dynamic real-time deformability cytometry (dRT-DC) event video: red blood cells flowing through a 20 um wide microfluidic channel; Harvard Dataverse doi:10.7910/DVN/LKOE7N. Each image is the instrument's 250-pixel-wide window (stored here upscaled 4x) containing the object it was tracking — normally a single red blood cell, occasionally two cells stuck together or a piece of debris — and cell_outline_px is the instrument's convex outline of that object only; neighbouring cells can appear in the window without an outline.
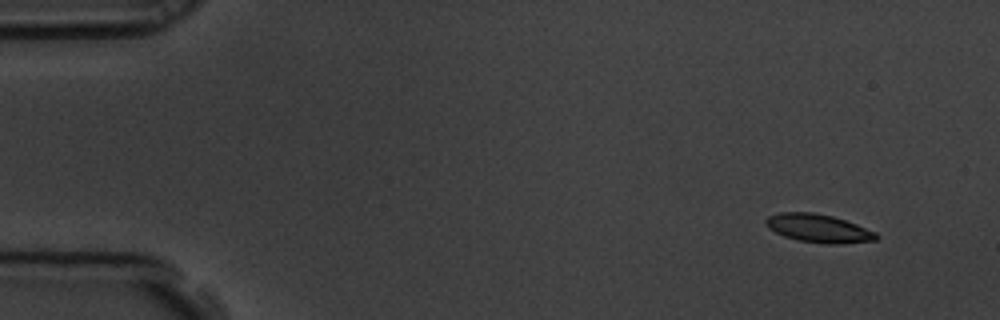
{"species": "common noctule bat (a hibernating species)", "species_latin": "Nyctalus noctula", "temperature_condition": "room temperature", "stored_images_in_passage": 5, "camera_frame_rate_fps": 3000, "um_per_image_px": 0.085, "animal": {"sex": "male", "body_mass_g": 19.5, "forearm_length_mm": 54.6}, "frame": {"image": 1, "passage_image": 1, "time_ms": 0.0, "image_size_px": [1000, 320], "cell_outline_px": [[880, 236], [876, 240], [836, 244], [828, 244], [800, 240], [784, 236], [768, 228], [764, 224], [764, 220], [768, 216], [780, 212], [812, 212], [832, 216], [856, 224], [876, 232]], "centroid_in_image_um": [69.55, 19.4], "position_along_channel_um": 15.4, "area_um2": 18.09}}
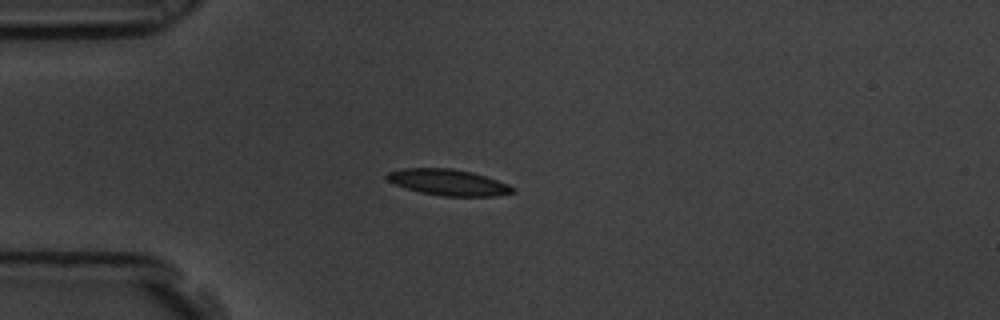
{"frame": {"image": 2, "passage_image": 4, "time_ms": 1.0, "image_size_px": [1000, 320], "cell_outline_px": [[516, 192], [496, 196], [440, 196], [420, 192], [396, 184], [388, 180], [384, 176], [388, 172], [400, 168], [452, 168], [472, 172], [508, 184], [516, 188]], "centroid_in_image_um": [38.12, 15.5], "position_along_channel_um": 46.9, "area_um2": 19.13}}